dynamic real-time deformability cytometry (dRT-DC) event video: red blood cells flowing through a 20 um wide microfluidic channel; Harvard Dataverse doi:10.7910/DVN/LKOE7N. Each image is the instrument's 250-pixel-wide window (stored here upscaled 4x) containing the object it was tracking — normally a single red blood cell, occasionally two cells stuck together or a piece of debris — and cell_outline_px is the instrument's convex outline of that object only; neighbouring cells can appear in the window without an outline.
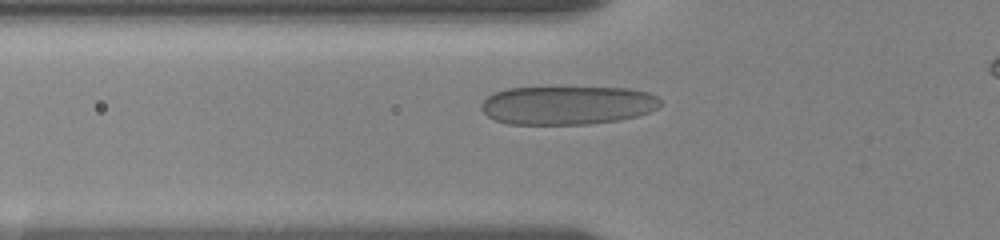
{"species": "human", "species_latin": "Homo sapiens", "temperature_condition": "room temperature", "stored_images_in_passage": 45, "camera_frame_rate_fps": 3000, "um_per_image_px": 0.085, "donor": {"sex": "female"}, "frame": {"image": 1, "passage_image": 13, "time_ms": 4.0, "image_size_px": [1000, 240], "cell_outline_px": [[664, 104], [660, 108], [636, 116], [616, 120], [588, 124], [508, 124], [496, 120], [488, 116], [480, 108], [480, 104], [488, 96], [496, 92], [508, 88], [628, 88], [648, 92], [656, 96]], "centroid_in_image_um": [48.25, 8.95], "position_along_channel_um": 77.6, "area_um2": 40.23}}
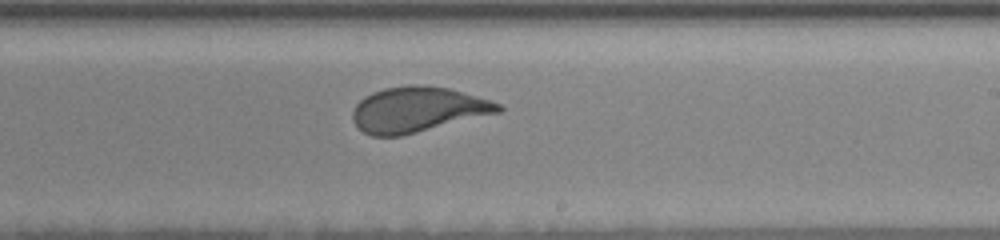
{"frame": {"image": 2, "passage_image": 28, "time_ms": 9.0, "image_size_px": [1000, 240], "cell_outline_px": [[504, 108], [500, 112], [400, 136], [372, 136], [364, 132], [352, 120], [352, 112], [356, 104], [364, 96], [372, 92], [384, 88], [408, 84], [420, 84], [448, 88], [488, 100], [500, 104]], "centroid_in_image_um": [35.45, 9.3], "position_along_channel_um": 253.5, "area_um2": 38.15}}
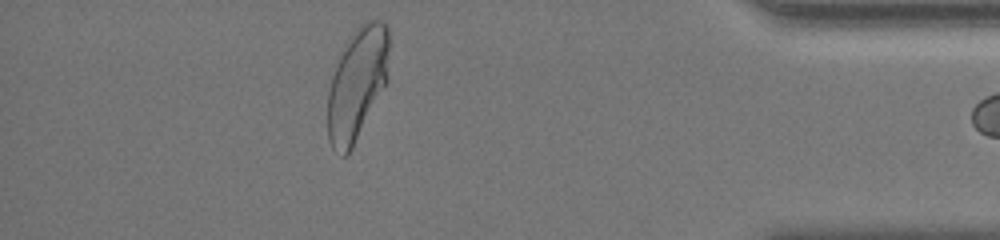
{"frame": {"image": 3, "passage_image": 44, "time_ms": 14.333, "image_size_px": [1000, 240], "cell_outline_px": [[388, 80], [352, 148], [344, 156], [340, 156], [332, 148], [328, 140], [328, 92], [332, 76], [348, 36], [364, 20], [380, 20], [388, 24]], "centroid_in_image_um": [30.36, 7.09], "position_along_channel_um": 404.8, "area_um2": 40.17}}